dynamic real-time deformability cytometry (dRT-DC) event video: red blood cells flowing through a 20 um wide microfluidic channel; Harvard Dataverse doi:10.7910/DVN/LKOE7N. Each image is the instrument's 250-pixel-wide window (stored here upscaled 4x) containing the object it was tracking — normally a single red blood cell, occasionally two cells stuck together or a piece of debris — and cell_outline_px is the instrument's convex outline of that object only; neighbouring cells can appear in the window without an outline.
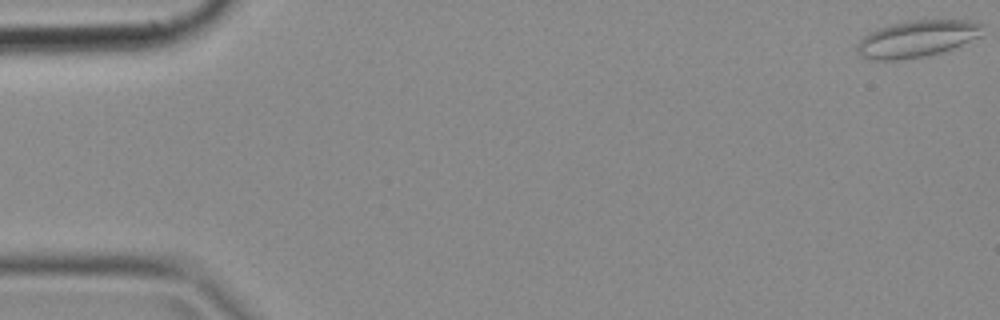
{"species": "common noctule bat (a hibernating species)", "species_latin": "Nyctalus noctula", "temperature_condition": "cold", "stored_images_in_passage": 11, "camera_frame_rate_fps": 3000, "um_per_image_px": 0.085, "animal": {"sex": "female", "body_mass_g": 18.4}, "frame": {"image": 1, "passage_image": 1, "time_ms": 0.0, "image_size_px": [1000, 320], "cell_outline_px": [[984, 36], [944, 52], [924, 56], [896, 60], [868, 60], [860, 56], [856, 52], [856, 44], [868, 32], [892, 24], [908, 20], [972, 20], [984, 24]], "centroid_in_image_um": [77.99, 3.3], "position_along_channel_um": 7.0, "area_um2": 27.46}}